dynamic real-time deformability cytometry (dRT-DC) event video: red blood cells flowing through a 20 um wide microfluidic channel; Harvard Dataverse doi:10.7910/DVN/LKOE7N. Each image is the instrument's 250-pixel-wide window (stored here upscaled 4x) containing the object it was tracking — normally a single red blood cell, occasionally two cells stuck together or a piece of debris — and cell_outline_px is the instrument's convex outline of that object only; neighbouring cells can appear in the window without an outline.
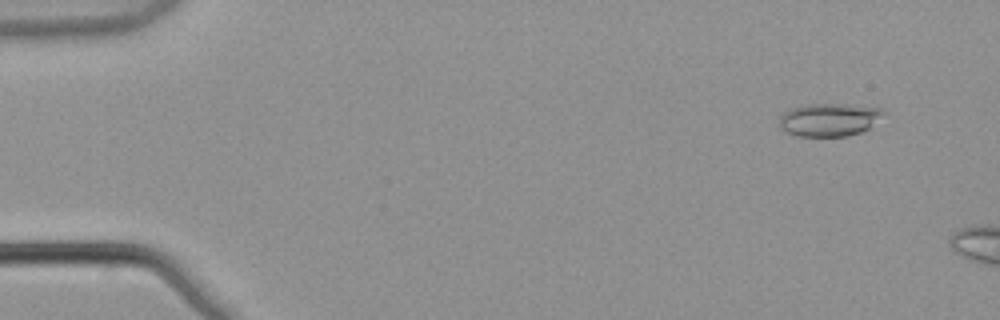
{"species": "common noctule bat (a hibernating species)", "species_latin": "Nyctalus noctula", "temperature_condition": "warm", "stored_images_in_passage": 6, "camera_frame_rate_fps": 3000, "um_per_image_px": 0.085, "animal": {"sex": "male", "body_mass_g": 21.5, "forearm_length_mm": 52.0}, "frame": {"image": 1, "passage_image": 2, "time_ms": 0.333, "image_size_px": [1000, 320], "cell_outline_px": [[884, 112], [872, 128], [848, 136], [796, 136], [784, 132], [780, 128], [780, 116], [784, 112], [792, 108], [804, 104], [848, 104], [880, 108]], "centroid_in_image_um": [70.46, 10.18], "position_along_channel_um": 14.5, "area_um2": 20.17}}